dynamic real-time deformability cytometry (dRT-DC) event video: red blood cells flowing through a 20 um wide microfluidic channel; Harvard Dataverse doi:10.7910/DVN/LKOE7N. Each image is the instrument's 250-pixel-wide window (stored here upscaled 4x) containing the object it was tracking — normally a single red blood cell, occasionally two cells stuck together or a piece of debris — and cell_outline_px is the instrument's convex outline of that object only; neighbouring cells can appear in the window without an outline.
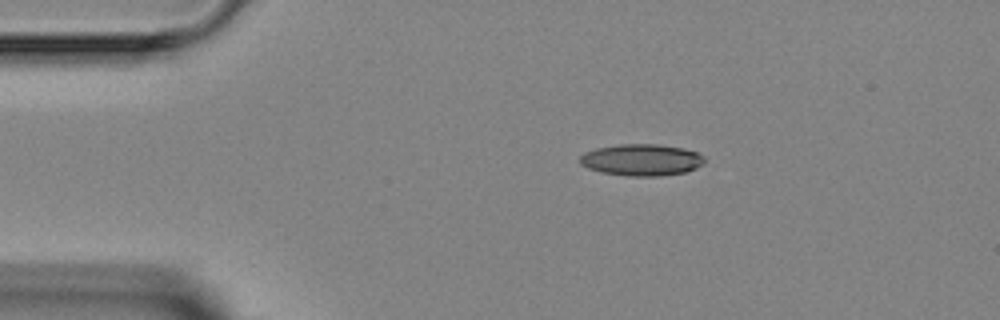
{"species": "Egyptian fruit bat (a non-hibernating species)", "species_latin": "Rousettus aegyptiacus", "temperature_condition": "room temperature", "stored_images_in_passage": 3, "camera_frame_rate_fps": 3000, "um_per_image_px": 0.085, "animal": {"sex": "female"}, "frame": {"image": 1, "passage_image": 2, "time_ms": 1.0, "image_size_px": [1000, 320], "cell_outline_px": [[704, 164], [696, 168], [684, 172], [660, 176], [628, 176], [600, 172], [588, 168], [580, 164], [580, 156], [584, 152], [596, 148], [620, 144], [660, 144], [684, 148], [696, 152], [704, 156]], "centroid_in_image_um": [54.53, 13.59], "position_along_channel_um": 30.5, "area_um2": 23.12}}